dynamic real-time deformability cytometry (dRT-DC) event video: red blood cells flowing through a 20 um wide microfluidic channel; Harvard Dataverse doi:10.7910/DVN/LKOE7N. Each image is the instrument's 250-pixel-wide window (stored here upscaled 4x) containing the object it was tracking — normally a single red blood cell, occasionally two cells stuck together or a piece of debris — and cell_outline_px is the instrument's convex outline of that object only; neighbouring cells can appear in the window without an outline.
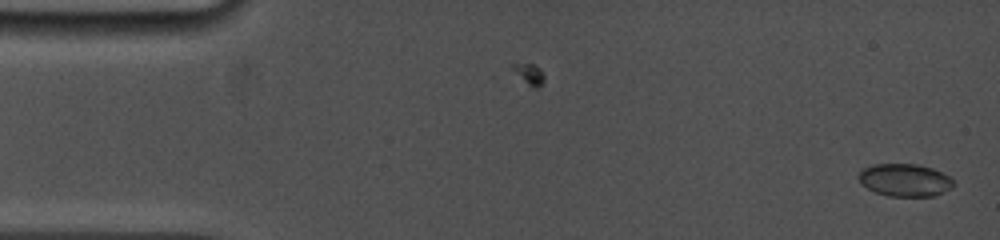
{"species": "common noctule bat (a hibernating species)", "species_latin": "Nyctalus noctula", "temperature_condition": "cold", "stored_images_in_passage": 62, "camera_frame_rate_fps": 5000, "um_per_image_px": 0.085, "animal": {"sex": "female", "body_mass_g": 19.0, "forearm_length_mm": 53.3}, "frame": {"image": 1, "passage_image": 2, "time_ms": 0.2, "image_size_px": [1000, 240], "cell_outline_px": [[956, 184], [952, 188], [936, 196], [888, 196], [876, 192], [868, 188], [860, 180], [860, 172], [864, 168], [872, 164], [916, 164], [932, 168], [948, 176]], "centroid_in_image_um": [76.96, 15.31], "position_along_channel_um": 8.0, "area_um2": 17.86}}
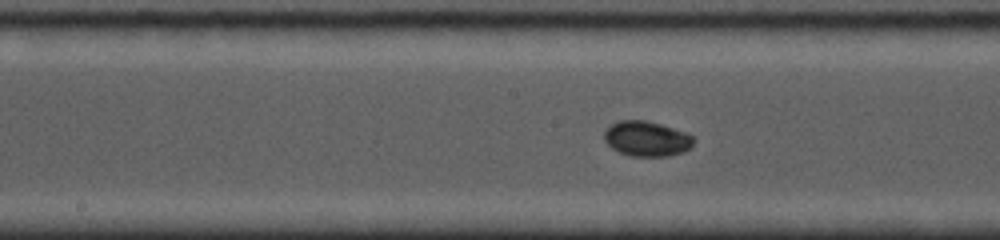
{"frame": {"image": 2, "passage_image": 36, "time_ms": 8.2, "image_size_px": [1000, 240], "cell_outline_px": [[696, 140], [692, 148], [684, 152], [668, 156], [628, 156], [612, 148], [604, 140], [604, 132], [612, 124], [620, 120], [644, 120], [660, 124], [684, 132], [692, 136]], "centroid_in_image_um": [54.99, 11.81], "position_along_channel_um": 193.2, "area_um2": 18.32}}
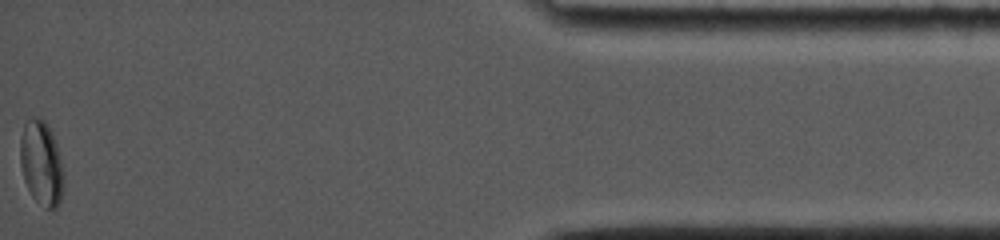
{"frame": {"image": 3, "passage_image": 62, "time_ms": 16.0, "image_size_px": [1000, 240], "cell_outline_px": [[64, 192], [60, 204], [56, 208], [44, 208], [32, 196], [24, 180], [20, 164], [20, 136], [24, 124], [28, 120], [36, 116], [40, 116], [48, 124], [52, 132], [60, 156], [64, 176]], "centroid_in_image_um": [3.53, 13.87], "position_along_channel_um": 431.7, "area_um2": 21.85}, "authors_computed_cell_mechanics": {"area_um2": 17.8024, "velocity_mm_per_s": 3.8904, "shape_relaxation_time_tau1_ms": 5.3885, "shape_relaxation_time_tau2_ms": null, "deformation_change_tau1": 0.0768, "deformation_change_tau2": null}}